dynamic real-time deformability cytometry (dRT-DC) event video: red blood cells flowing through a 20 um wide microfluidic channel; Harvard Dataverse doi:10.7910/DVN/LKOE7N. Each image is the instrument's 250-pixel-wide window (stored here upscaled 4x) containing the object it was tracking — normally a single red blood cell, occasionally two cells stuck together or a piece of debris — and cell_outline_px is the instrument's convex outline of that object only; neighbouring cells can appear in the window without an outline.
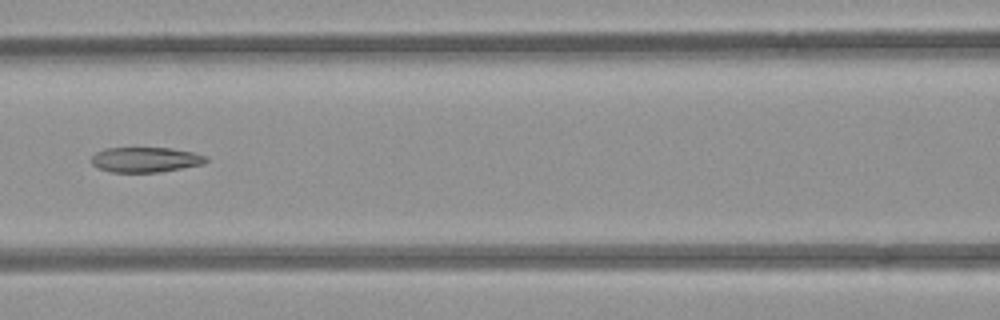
{"species": "common noctule bat (a hibernating species)", "species_latin": "Nyctalus noctula", "temperature_condition": "room temperature", "stored_images_in_passage": 9, "segment_of_instrument_passage": [1, 2], "camera_frame_rate_fps": 3000, "um_per_image_px": 0.085, "animal": {"sex": "female", "body_mass_g": 21.9}, "frame": {"image": 1, "passage_image": 5, "time_ms": 4.667, "image_size_px": [1000, 320], "cell_outline_px": [[208, 160], [204, 164], [156, 172], [112, 172], [100, 168], [92, 164], [92, 156], [96, 152], [104, 148], [172, 148], [192, 152], [208, 156]], "centroid_in_image_um": [12.38, 13.56], "position_along_channel_um": 154.2, "area_um2": 16.65}}
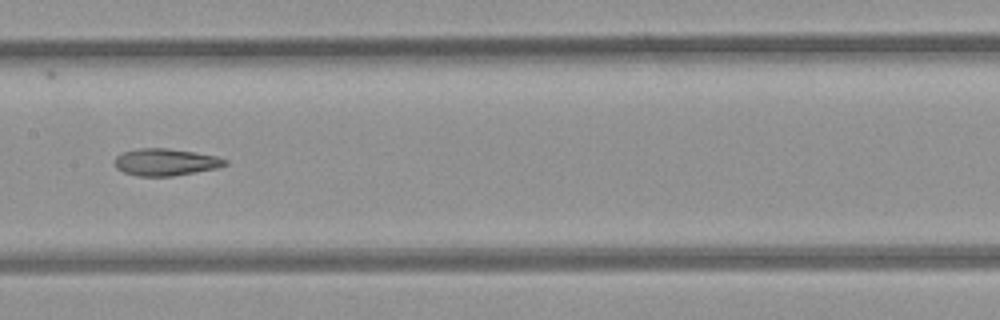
{"frame": {"image": 2, "passage_image": 6, "time_ms": 5.667, "image_size_px": [1000, 320], "cell_outline_px": [[228, 164], [216, 168], [172, 176], [136, 176], [124, 172], [116, 168], [116, 156], [124, 152], [140, 148], [168, 148], [216, 156], [228, 160]], "centroid_in_image_um": [14.08, 13.78], "position_along_channel_um": 193.3, "area_um2": 17.17}}
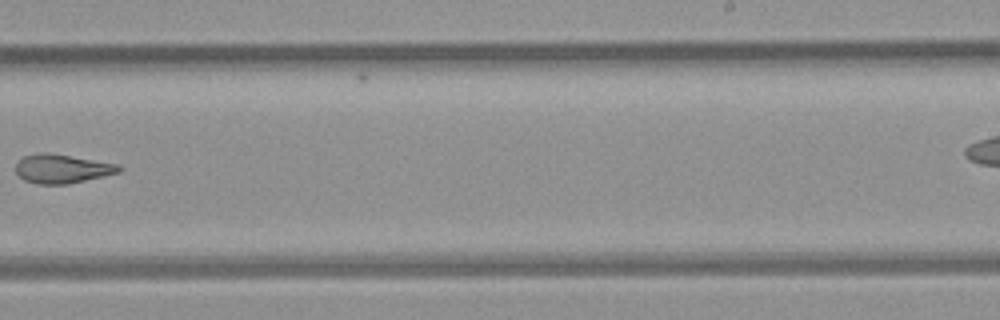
{"frame": {"image": 3, "passage_image": 8, "time_ms": 8.0, "image_size_px": [1000, 320], "cell_outline_px": [[124, 168], [120, 172], [68, 184], [36, 184], [24, 180], [16, 172], [16, 164], [24, 156], [44, 152], [48, 152], [120, 164]], "centroid_in_image_um": [5.31, 14.34], "position_along_channel_um": 283.7, "area_um2": 17.4}}